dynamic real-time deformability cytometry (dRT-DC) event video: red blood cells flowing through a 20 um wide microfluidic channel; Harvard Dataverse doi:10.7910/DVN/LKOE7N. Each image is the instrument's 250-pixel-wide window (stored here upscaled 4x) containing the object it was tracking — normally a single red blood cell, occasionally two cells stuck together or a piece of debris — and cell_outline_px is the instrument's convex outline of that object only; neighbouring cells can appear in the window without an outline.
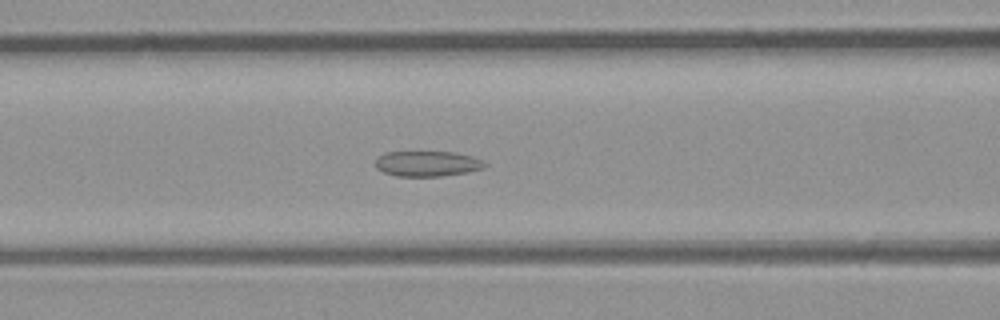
{"species": "common noctule bat (a hibernating species)", "species_latin": "Nyctalus noctula", "temperature_condition": "room temperature", "stored_images_in_passage": 48, "segment_of_instrument_passage": [1, 2], "camera_frame_rate_fps": 3000, "um_per_image_px": 0.085, "animal": {"sex": "male", "body_mass_g": 23.1, "forearm_length_mm": 52.7}, "frame": {"image": 1, "passage_image": 20, "time_ms": 6.333, "image_size_px": [1000, 320], "cell_outline_px": [[488, 164], [484, 168], [468, 172], [440, 176], [396, 176], [384, 172], [376, 168], [376, 156], [384, 152], [456, 152], [472, 156], [484, 160]], "centroid_in_image_um": [36.34, 13.9], "position_along_channel_um": 130.3, "area_um2": 16.36}}
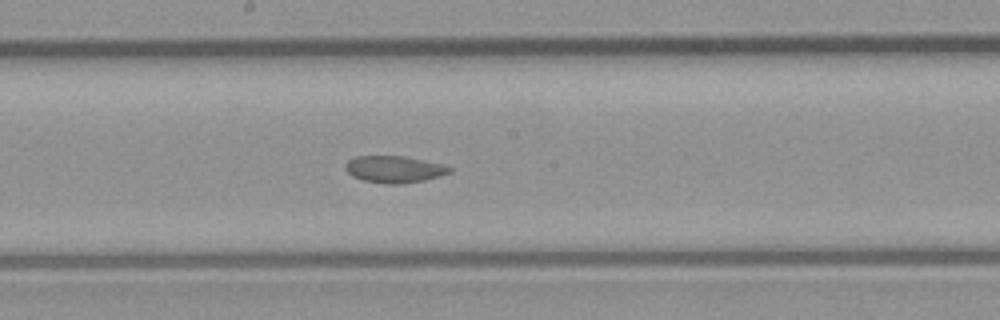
{"frame": {"image": 2, "passage_image": 26, "time_ms": 8.333, "image_size_px": [1000, 320], "cell_outline_px": [[452, 172], [440, 176], [424, 180], [400, 184], [388, 184], [364, 180], [352, 176], [344, 168], [344, 164], [348, 160], [356, 156], [404, 156], [444, 164], [452, 168]], "centroid_in_image_um": [33.52, 14.38], "position_along_channel_um": 214.7, "area_um2": 16.36}}
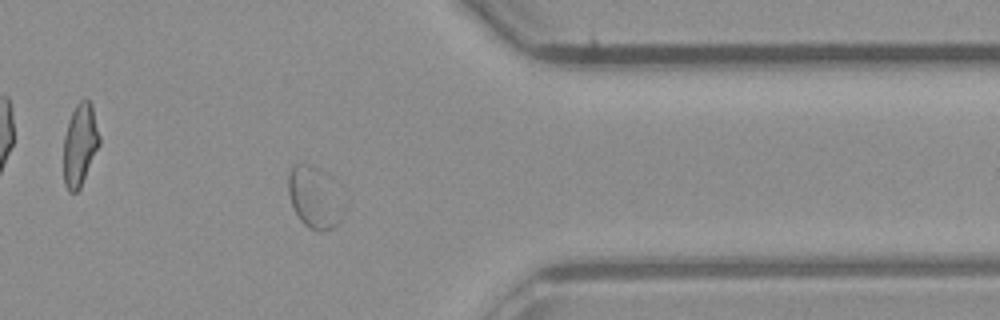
{"frame": {"image": 3, "passage_image": 39, "time_ms": 12.667, "image_size_px": [1000, 320], "cell_outline_px": [[340, 220], [332, 228], [320, 232], [316, 232], [308, 228], [300, 220], [292, 204], [288, 192], [288, 172], [292, 164], [308, 164], [312, 168]], "centroid_in_image_um": [26.39, 16.92], "position_along_channel_um": 385.0, "area_um2": 15.95}}